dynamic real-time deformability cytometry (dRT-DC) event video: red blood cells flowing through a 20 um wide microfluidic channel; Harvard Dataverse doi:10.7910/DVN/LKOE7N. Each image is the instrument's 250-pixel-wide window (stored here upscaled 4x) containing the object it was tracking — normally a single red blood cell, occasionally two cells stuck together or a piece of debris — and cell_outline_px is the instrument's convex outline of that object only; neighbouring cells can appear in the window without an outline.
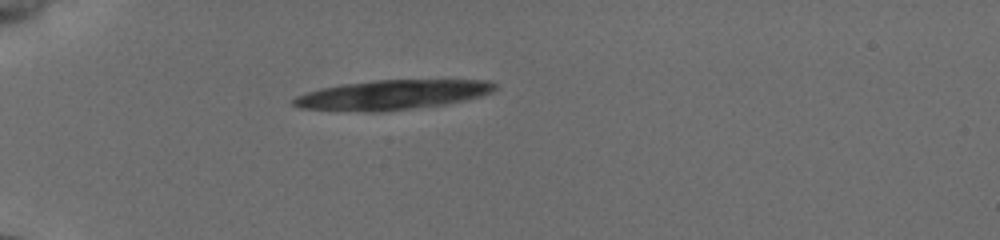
{"species": "common noctule bat (a hibernating species)", "species_latin": "Nyctalus noctula", "temperature_condition": "cold", "stored_images_in_passage": 22, "camera_frame_rate_fps": 3000, "um_per_image_px": 0.085, "animal": {"sex": "female", "body_mass_g": 19.5, "forearm_length_mm": 54.1}, "frame": {"image": 1, "passage_image": 1, "time_ms": 0.0, "image_size_px": [1000, 240], "cell_outline_px": [[496, 88], [492, 92], [480, 96], [444, 104], [380, 112], [372, 112], [300, 108], [292, 104], [292, 100], [296, 96], [308, 92], [324, 88], [344, 84], [376, 80], [488, 80], [496, 84]], "centroid_in_image_um": [33.35, 8.06], "position_along_channel_um": 51.7, "area_um2": 34.28}}
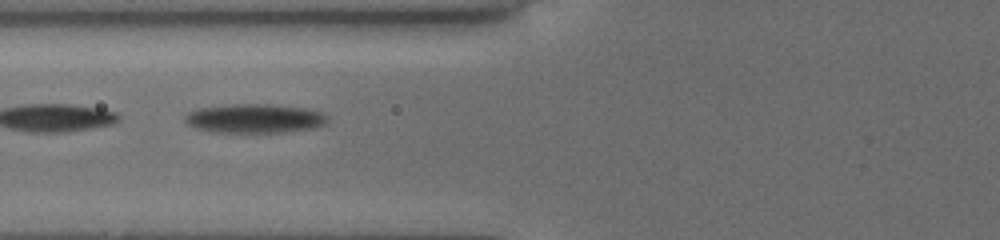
{"frame": {"image": 2, "passage_image": 17, "time_ms": 2.333, "image_size_px": [1000, 240], "cell_outline_px": [[328, 120], [324, 124], [312, 128], [284, 132], [216, 132], [196, 128], [188, 124], [184, 120], [184, 116], [188, 112], [196, 108], [228, 104], [276, 104], [300, 108], [320, 112]], "centroid_in_image_um": [21.56, 10.06], "position_along_channel_um": 104.2, "area_um2": 23.99}}